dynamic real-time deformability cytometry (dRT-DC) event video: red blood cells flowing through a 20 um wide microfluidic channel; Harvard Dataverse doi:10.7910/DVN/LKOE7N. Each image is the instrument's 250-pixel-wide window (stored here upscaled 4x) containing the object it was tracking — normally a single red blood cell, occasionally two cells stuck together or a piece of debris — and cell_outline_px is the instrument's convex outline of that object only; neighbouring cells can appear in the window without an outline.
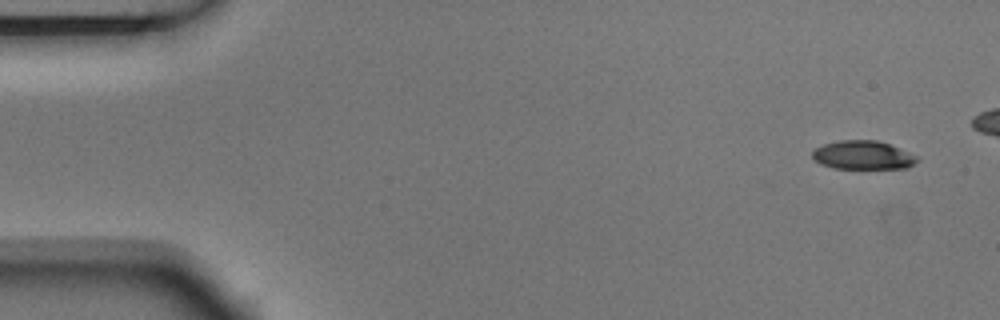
{"species": "Egyptian fruit bat (a non-hibernating species)", "species_latin": "Rousettus aegyptiacus", "temperature_condition": "room temperature", "stored_images_in_passage": 6, "segment_of_instrument_passage": [2, 2], "camera_frame_rate_fps": 3000, "um_per_image_px": 0.085, "animal": {"sex": "male"}, "frame": {"image": 1, "passage_image": 6, "time_ms": 1.667, "image_size_px": [1000, 320], "cell_outline_px": [[920, 160], [908, 168], [832, 168], [820, 164], [812, 156], [812, 152], [816, 148], [824, 144], [840, 140], [876, 140], [888, 144], [908, 152], [916, 156]], "centroid_in_image_um": [73.35, 13.19], "position_along_channel_um": 11.7, "area_um2": 17.34}}